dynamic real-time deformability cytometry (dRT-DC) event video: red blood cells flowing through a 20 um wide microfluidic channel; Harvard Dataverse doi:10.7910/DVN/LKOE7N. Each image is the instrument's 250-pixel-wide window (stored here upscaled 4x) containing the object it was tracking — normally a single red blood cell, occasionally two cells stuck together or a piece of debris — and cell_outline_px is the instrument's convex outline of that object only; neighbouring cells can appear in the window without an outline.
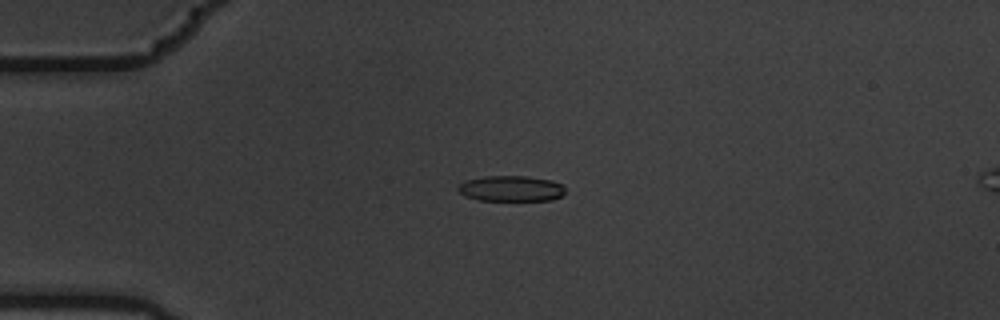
{"species": "common noctule bat (a hibernating species)", "species_latin": "Nyctalus noctula", "temperature_condition": "warm", "stored_images_in_passage": 6, "segment_of_instrument_passage": [1, 2], "camera_frame_rate_fps": 3000, "um_per_image_px": 0.085, "animal": {"sex": "male", "body_mass_g": 19.5, "forearm_length_mm": 54.6}, "frame": {"image": 1, "passage_image": 4, "time_ms": 1.0, "image_size_px": [1000, 320], "cell_outline_px": [[564, 196], [552, 200], [480, 200], [464, 196], [456, 188], [464, 180], [484, 176], [524, 176], [552, 180], [564, 184]], "centroid_in_image_um": [43.46, 16.02], "position_along_channel_um": 41.5, "area_um2": 16.18}}